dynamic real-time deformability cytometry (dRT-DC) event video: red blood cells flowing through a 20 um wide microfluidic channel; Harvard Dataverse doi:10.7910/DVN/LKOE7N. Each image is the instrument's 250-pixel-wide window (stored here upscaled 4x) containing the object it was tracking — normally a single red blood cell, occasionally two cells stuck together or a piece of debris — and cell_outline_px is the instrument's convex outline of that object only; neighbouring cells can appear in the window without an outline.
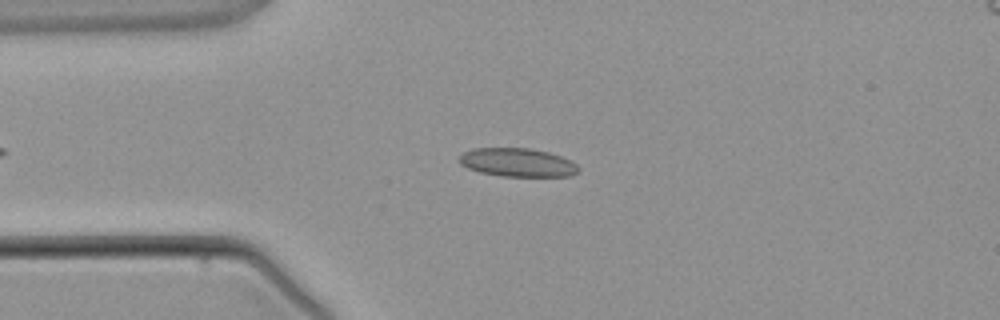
{"species": "common noctule bat (a hibernating species)", "species_latin": "Nyctalus noctula", "temperature_condition": "warm", "stored_images_in_passage": 3, "camera_frame_rate_fps": 3000, "um_per_image_px": 0.085, "animal": {"sex": "male", "body_mass_g": 21.5, "forearm_length_mm": 52.0}, "frame": {"image": 1, "passage_image": 2, "time_ms": 1.333, "image_size_px": [1000, 320], "cell_outline_px": [[580, 172], [572, 176], [500, 176], [480, 172], [468, 168], [460, 164], [460, 156], [464, 152], [472, 148], [528, 148], [548, 152], [560, 156], [576, 164], [580, 168]], "centroid_in_image_um": [44.0, 13.81], "position_along_channel_um": 41.0, "area_um2": 19.77}}